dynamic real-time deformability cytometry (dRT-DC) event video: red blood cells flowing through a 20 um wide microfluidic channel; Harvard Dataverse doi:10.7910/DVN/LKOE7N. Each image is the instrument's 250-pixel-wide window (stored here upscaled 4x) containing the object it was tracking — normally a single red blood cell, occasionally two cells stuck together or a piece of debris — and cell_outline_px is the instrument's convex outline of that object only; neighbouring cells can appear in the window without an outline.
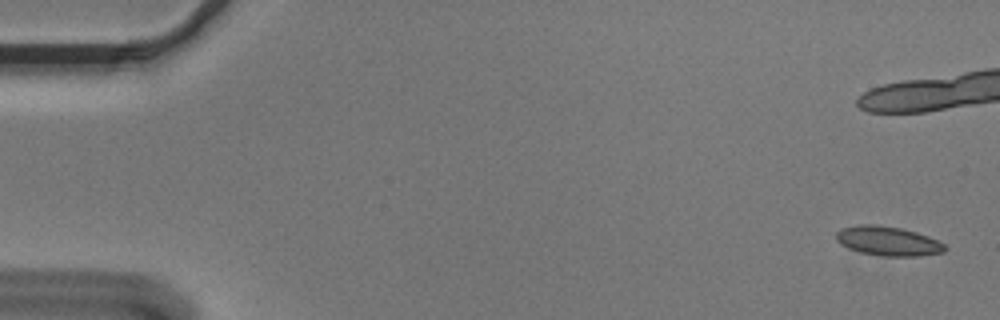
{"species": "Egyptian fruit bat (a non-hibernating species)", "species_latin": "Rousettus aegyptiacus", "temperature_condition": "cold", "stored_images_in_passage": 8, "camera_frame_rate_fps": 3000, "um_per_image_px": 0.085, "animal": {"sex": "male"}, "frame": {"image": 1, "passage_image": 1, "time_ms": 0.0, "image_size_px": [1000, 320], "cell_outline_px": [[948, 248], [944, 252], [920, 256], [880, 256], [860, 252], [848, 248], [840, 244], [836, 240], [836, 232], [840, 228], [860, 224], [876, 224], [900, 228], [916, 232], [928, 236], [944, 244]], "centroid_in_image_um": [75.46, 20.49], "position_along_channel_um": 9.5, "area_um2": 18.73}}